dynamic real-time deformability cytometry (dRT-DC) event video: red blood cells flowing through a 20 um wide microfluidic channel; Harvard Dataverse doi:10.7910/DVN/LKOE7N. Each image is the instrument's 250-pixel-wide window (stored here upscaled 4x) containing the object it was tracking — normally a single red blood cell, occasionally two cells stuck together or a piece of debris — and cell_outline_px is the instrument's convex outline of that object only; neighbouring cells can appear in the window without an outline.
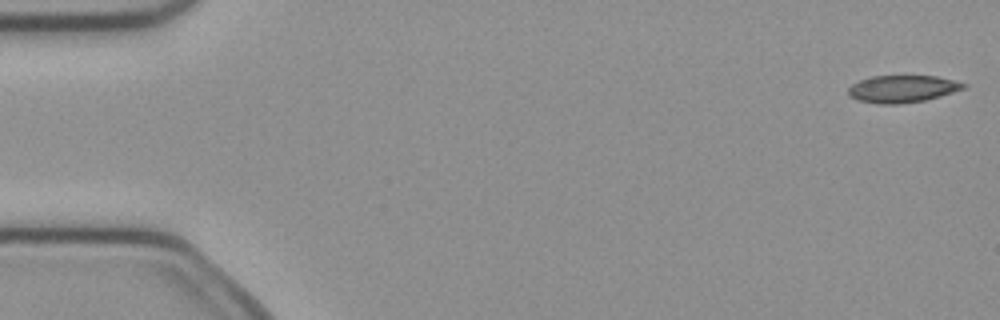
{"species": "common noctule bat (a hibernating species)", "species_latin": "Nyctalus noctula", "temperature_condition": "cold", "stored_images_in_passage": 48, "camera_frame_rate_fps": 3000, "um_per_image_px": 0.085, "animal": {"sex": "female", "body_mass_g": 21.9}, "frame": {"image": 1, "passage_image": 1, "time_ms": 0.0, "image_size_px": [1000, 320], "cell_outline_px": [[968, 84], [964, 88], [940, 96], [924, 100], [900, 104], [880, 104], [860, 100], [848, 96], [848, 88], [852, 84], [860, 80], [872, 76], [936, 76]], "centroid_in_image_um": [76.68, 7.55], "position_along_channel_um": 8.3, "area_um2": 18.09}}
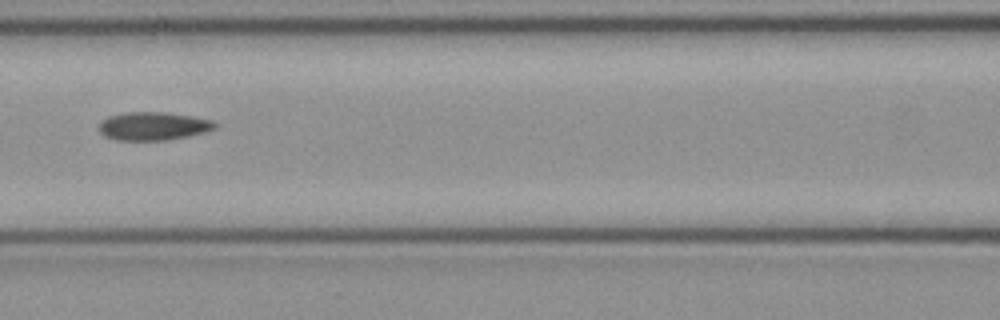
{"frame": {"image": 2, "passage_image": 22, "time_ms": 7.0, "image_size_px": [1000, 320], "cell_outline_px": [[216, 128], [204, 132], [188, 136], [168, 140], [116, 140], [104, 136], [100, 132], [100, 120], [108, 116], [124, 112], [164, 112], [192, 116], [212, 120], [216, 124]], "centroid_in_image_um": [13.0, 10.71], "position_along_channel_um": 153.6, "area_um2": 19.13}}
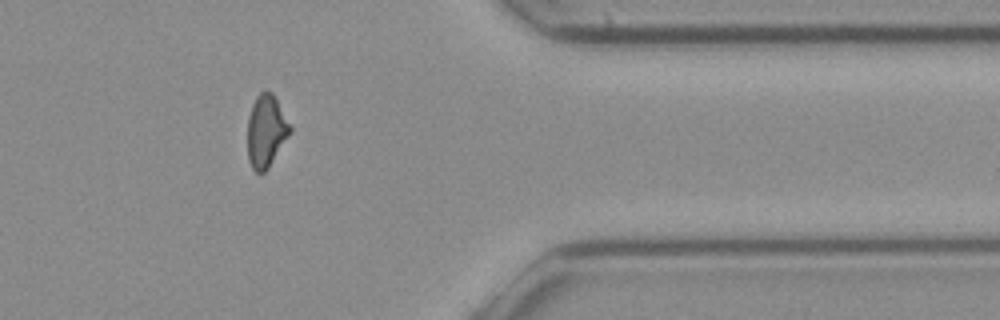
{"frame": {"image": 3, "passage_image": 41, "time_ms": 13.333, "image_size_px": [1000, 320], "cell_outline_px": [[292, 132], [268, 168], [264, 172], [256, 172], [252, 168], [248, 160], [248, 116], [252, 104], [256, 96], [264, 88], [272, 92], [292, 128]], "centroid_in_image_um": [22.62, 11.12], "position_along_channel_um": 388.8, "area_um2": 18.03}}